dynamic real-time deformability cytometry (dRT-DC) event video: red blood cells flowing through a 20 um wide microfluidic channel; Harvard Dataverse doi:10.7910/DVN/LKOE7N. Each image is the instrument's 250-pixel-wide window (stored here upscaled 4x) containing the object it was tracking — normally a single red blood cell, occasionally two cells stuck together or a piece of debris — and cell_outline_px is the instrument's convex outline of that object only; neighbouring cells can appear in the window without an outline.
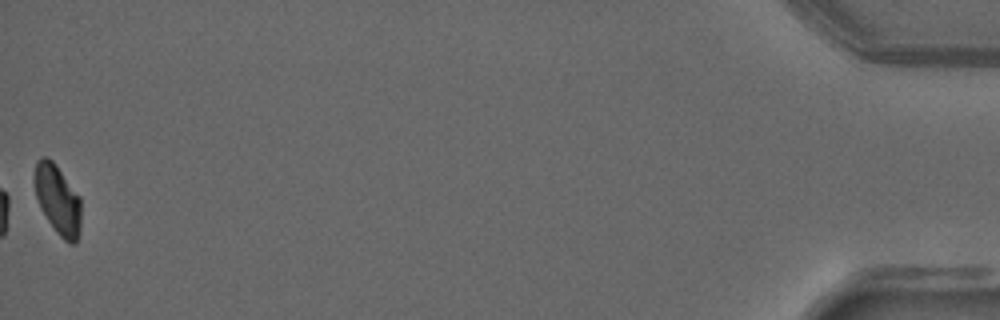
{"species": "common noctule bat (a hibernating species)", "species_latin": "Nyctalus noctula", "temperature_condition": "warm", "stored_images_in_passage": 44, "camera_frame_rate_fps": 3000, "um_per_image_px": 0.085, "animal": {"sex": "male", "forearm_length_mm": 52.5}, "frame": {"image": 1, "passage_image": 44, "time_ms": 14.333, "image_size_px": [1000, 320], "cell_outline_px": [[80, 232], [76, 244], [68, 244], [56, 232], [40, 208], [36, 196], [32, 180], [36, 160], [40, 156], [48, 156], [56, 164], [80, 196]], "centroid_in_image_um": [4.88, 16.94], "position_along_channel_um": 430.3, "area_um2": 19.36}, "authors_computed_cell_mechanics": {"area_um2": 20.1144, "velocity_mm_per_s": 3.7533, "shape_relaxation_time_tau1_ms": 3.3342, "shape_relaxation_time_tau2_ms": null, "deformation_change_tau1": 0.1435, "deformation_change_tau2": null}}